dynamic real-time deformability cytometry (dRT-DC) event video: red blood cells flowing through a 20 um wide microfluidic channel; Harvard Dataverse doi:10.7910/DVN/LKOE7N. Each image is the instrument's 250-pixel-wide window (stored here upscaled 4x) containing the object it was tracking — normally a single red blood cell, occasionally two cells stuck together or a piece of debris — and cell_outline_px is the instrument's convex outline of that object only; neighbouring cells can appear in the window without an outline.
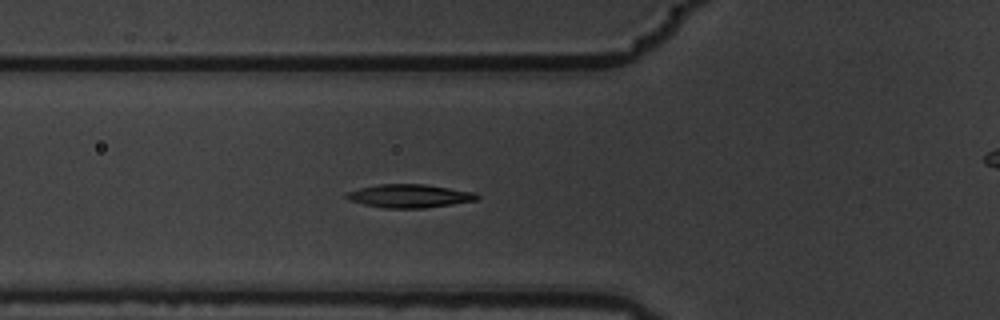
{"species": "common noctule bat (a hibernating species)", "species_latin": "Nyctalus noctula", "temperature_condition": "warm", "stored_images_in_passage": 5, "camera_frame_rate_fps": 3000, "um_per_image_px": 0.085, "animal": {"sex": "male", "body_mass_g": 19.5, "forearm_length_mm": 54.6}, "frame": {"image": 1, "passage_image": 5, "time_ms": 1.333, "image_size_px": [1000, 320], "cell_outline_px": [[480, 196], [476, 200], [452, 204], [424, 208], [384, 208], [364, 204], [348, 200], [344, 196], [348, 192], [360, 188], [380, 184], [424, 184], [476, 192]], "centroid_in_image_um": [34.81, 16.65], "position_along_channel_um": 91.0, "area_um2": 17.69}}